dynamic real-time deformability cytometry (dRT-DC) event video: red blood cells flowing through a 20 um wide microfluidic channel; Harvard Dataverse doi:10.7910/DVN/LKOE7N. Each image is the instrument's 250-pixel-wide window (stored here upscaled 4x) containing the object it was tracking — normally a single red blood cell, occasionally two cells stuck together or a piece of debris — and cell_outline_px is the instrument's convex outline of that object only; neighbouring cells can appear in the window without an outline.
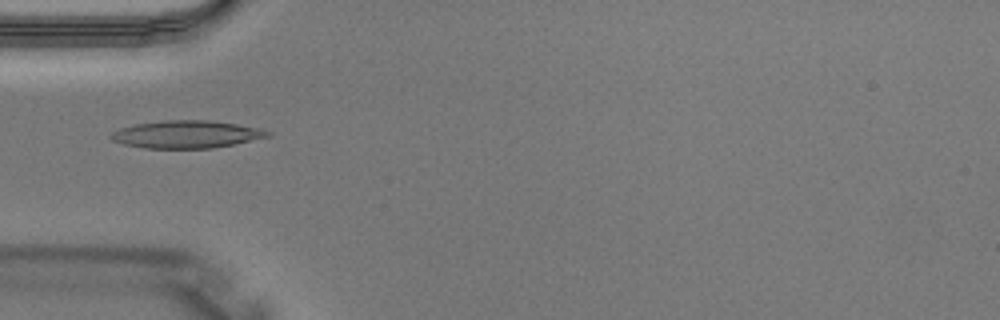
{"species": "Egyptian fruit bat (a non-hibernating species)", "species_latin": "Rousettus aegyptiacus", "temperature_condition": "warm", "stored_images_in_passage": 3, "camera_frame_rate_fps": 3000, "um_per_image_px": 0.085, "animal": {"sex": "male"}, "frame": {"image": 1, "passage_image": 3, "time_ms": 0.667, "image_size_px": [1000, 320], "cell_outline_px": [[272, 136], [212, 148], [144, 148], [124, 144], [112, 140], [108, 136], [112, 132], [120, 128], [136, 124], [164, 120], [212, 120], [264, 128], [272, 132]], "centroid_in_image_um": [15.89, 11.41], "position_along_channel_um": 69.1, "area_um2": 25.32}}